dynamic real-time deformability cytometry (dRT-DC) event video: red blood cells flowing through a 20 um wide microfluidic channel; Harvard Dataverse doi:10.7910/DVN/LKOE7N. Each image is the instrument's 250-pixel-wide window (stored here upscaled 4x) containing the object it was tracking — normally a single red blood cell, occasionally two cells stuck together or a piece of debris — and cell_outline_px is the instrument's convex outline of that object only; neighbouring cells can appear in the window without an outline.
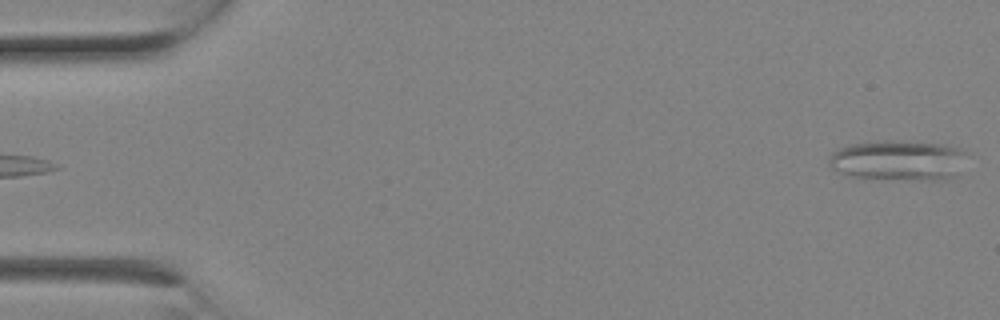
{"species": "Egyptian fruit bat (a non-hibernating species)", "species_latin": "Rousettus aegyptiacus", "temperature_condition": "room temperature", "stored_images_in_passage": 3, "segment_of_instrument_passage": [2, 2], "camera_frame_rate_fps": 3000, "um_per_image_px": 0.085, "animal": {"sex": "female"}, "frame": {"image": 1, "passage_image": 3, "time_ms": 0.667, "image_size_px": [1000, 320], "cell_outline_px": [[964, 152], [960, 176], [948, 180], [916, 180], [852, 176], [840, 172], [832, 168], [828, 164], [828, 160], [832, 152], [848, 144], [884, 140], [900, 140], [940, 144], [956, 148]], "centroid_in_image_um": [76.37, 13.63], "position_along_channel_um": 8.6, "area_um2": 32.48}}